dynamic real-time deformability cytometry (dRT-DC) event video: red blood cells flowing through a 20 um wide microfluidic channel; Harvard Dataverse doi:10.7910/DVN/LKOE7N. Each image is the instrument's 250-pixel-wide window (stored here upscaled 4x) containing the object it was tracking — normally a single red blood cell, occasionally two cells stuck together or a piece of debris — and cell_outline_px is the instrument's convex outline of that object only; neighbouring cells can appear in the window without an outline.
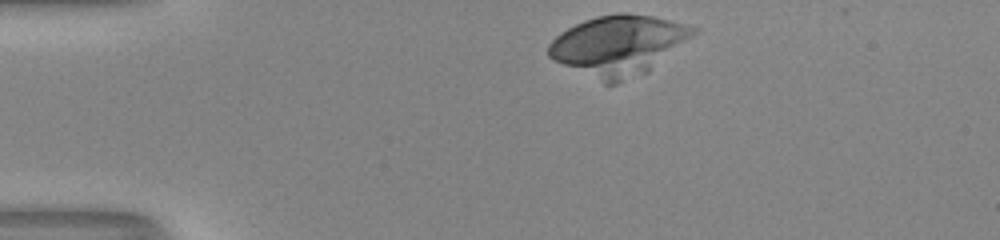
{"species": "human", "species_latin": "Homo sapiens", "temperature_condition": "room temperature", "stored_images_in_passage": 32, "camera_frame_rate_fps": 3000, "um_per_image_px": 0.085, "donor": {"sex": "male"}, "frame": {"image": 1, "passage_image": 1, "time_ms": 0.0, "image_size_px": [1000, 240], "cell_outline_px": [[700, 32], [648, 72], [616, 84], [604, 84], [552, 60], [548, 56], [548, 44], [560, 32], [584, 20], [596, 16], [620, 12], [624, 12], [652, 16], [700, 28]], "centroid_in_image_um": [52.58, 3.86], "position_along_channel_um": 32.4, "area_um2": 50.98}}
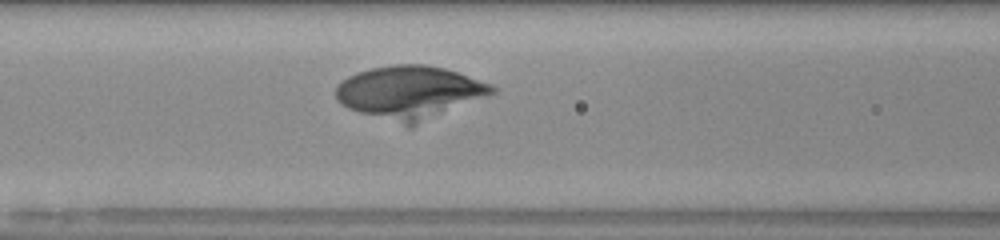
{"frame": {"image": 2, "passage_image": 13, "time_ms": 4.0, "image_size_px": [1000, 240], "cell_outline_px": [[496, 92], [412, 128], [408, 128], [348, 108], [340, 104], [336, 100], [336, 88], [348, 76], [356, 72], [372, 68], [392, 64], [424, 64], [444, 68], [492, 84], [496, 88]], "centroid_in_image_um": [34.83, 7.87], "position_along_channel_um": 131.8, "area_um2": 48.49}}